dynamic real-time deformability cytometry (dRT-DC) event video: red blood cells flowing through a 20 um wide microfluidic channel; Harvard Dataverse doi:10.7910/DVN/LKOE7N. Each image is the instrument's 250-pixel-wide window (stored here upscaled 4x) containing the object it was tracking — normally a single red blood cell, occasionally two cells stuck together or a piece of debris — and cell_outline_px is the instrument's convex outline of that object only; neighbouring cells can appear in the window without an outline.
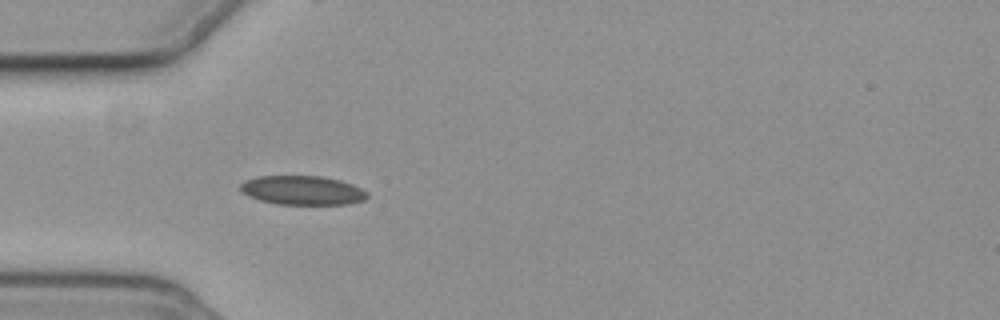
{"species": "common noctule bat (a hibernating species)", "species_latin": "Nyctalus noctula", "temperature_condition": "cold", "stored_images_in_passage": 4, "camera_frame_rate_fps": 3000, "um_per_image_px": 0.085, "animal": {"sex": "female", "body_mass_g": 19.3, "forearm_length_mm": 54.1}, "frame": {"image": 1, "passage_image": 4, "time_ms": 4.667, "image_size_px": [1000, 320], "cell_outline_px": [[368, 196], [364, 200], [348, 204], [276, 204], [260, 200], [248, 196], [240, 192], [240, 184], [256, 176], [320, 176], [340, 180], [352, 184], [368, 192]], "centroid_in_image_um": [25.7, 16.18], "position_along_channel_um": 59.3, "area_um2": 21.5}}